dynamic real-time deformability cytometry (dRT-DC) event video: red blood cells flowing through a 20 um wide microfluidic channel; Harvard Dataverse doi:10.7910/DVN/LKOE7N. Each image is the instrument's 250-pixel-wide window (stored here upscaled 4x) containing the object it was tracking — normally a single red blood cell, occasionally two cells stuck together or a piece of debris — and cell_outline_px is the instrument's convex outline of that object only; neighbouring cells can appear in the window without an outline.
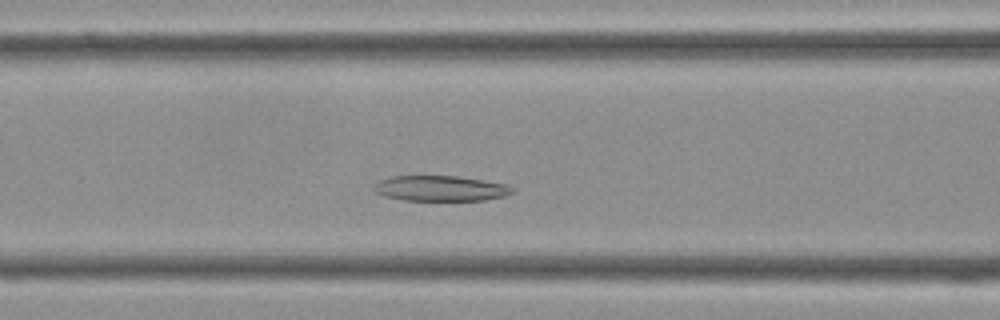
{"species": "Egyptian fruit bat (a non-hibernating species)", "species_latin": "Rousettus aegyptiacus", "temperature_condition": "cold", "stored_images_in_passage": 35, "camera_frame_rate_fps": 3000, "um_per_image_px": 0.085, "frame": {"image": 1, "passage_image": 10, "time_ms": 3.0, "image_size_px": [1000, 320], "cell_outline_px": [[512, 192], [504, 196], [484, 200], [404, 200], [384, 196], [376, 192], [372, 188], [380, 180], [392, 176], [456, 176], [508, 184], [512, 188]], "centroid_in_image_um": [37.42, 16.01], "position_along_channel_um": 129.2, "area_um2": 20.29}}
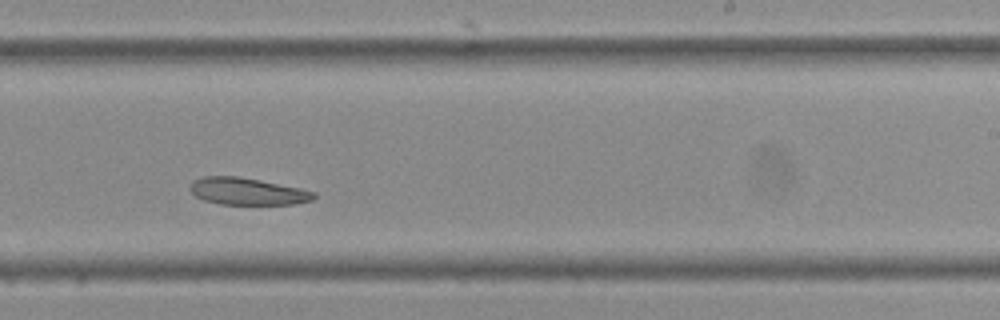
{"frame": {"image": 2, "passage_image": 19, "time_ms": 6.0, "image_size_px": [1000, 320], "cell_outline_px": [[316, 196], [312, 200], [296, 204], [220, 204], [204, 200], [196, 196], [188, 188], [192, 180], [204, 176], [236, 176], [260, 180], [300, 188], [316, 192]], "centroid_in_image_um": [21.02, 16.26], "position_along_channel_um": 268.0, "area_um2": 19.54}}
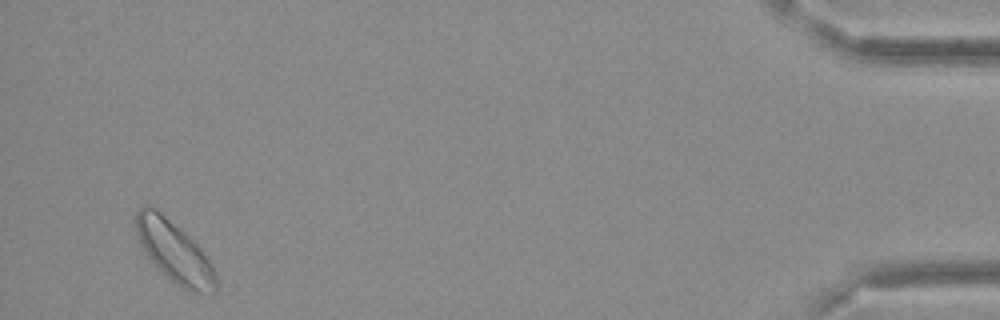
{"frame": {"image": 3, "passage_image": 34, "time_ms": 11.0, "image_size_px": [1000, 320], "cell_outline_px": [[216, 292], [192, 292], [184, 288], [164, 276], [140, 248], [136, 236], [136, 212], [144, 204], [148, 204], [156, 208], [184, 232], [200, 248], [212, 264], [216, 276]], "centroid_in_image_um": [14.77, 21.38], "position_along_channel_um": 420.4, "area_um2": 28.5}}